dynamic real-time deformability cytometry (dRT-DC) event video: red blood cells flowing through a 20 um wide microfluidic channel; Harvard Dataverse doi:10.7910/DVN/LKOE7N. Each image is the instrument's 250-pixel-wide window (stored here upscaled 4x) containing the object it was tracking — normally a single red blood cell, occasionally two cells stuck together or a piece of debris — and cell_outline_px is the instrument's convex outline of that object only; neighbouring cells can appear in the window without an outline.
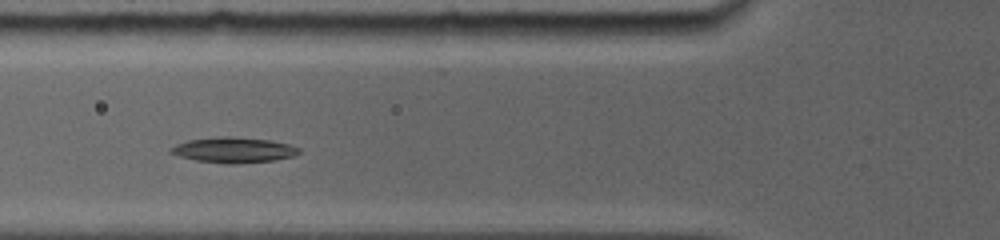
{"species": "common noctule bat (a hibernating species)", "species_latin": "Nyctalus noctula", "temperature_condition": "room temperature", "stored_images_in_passage": 18, "camera_frame_rate_fps": 5000, "um_per_image_px": 0.085, "animal": {"sex": "female", "body_mass_g": 19.0, "forearm_length_mm": 56.7}, "frame": {"image": 1, "passage_image": 4, "time_ms": 1.6, "image_size_px": [1000, 240], "cell_outline_px": [[300, 152], [292, 156], [276, 160], [236, 164], [224, 164], [196, 160], [180, 156], [168, 152], [168, 148], [176, 144], [188, 140], [220, 136], [228, 136], [268, 140], [288, 144], [300, 148]], "centroid_in_image_um": [19.82, 12.75], "position_along_channel_um": 106.0, "area_um2": 19.02}}
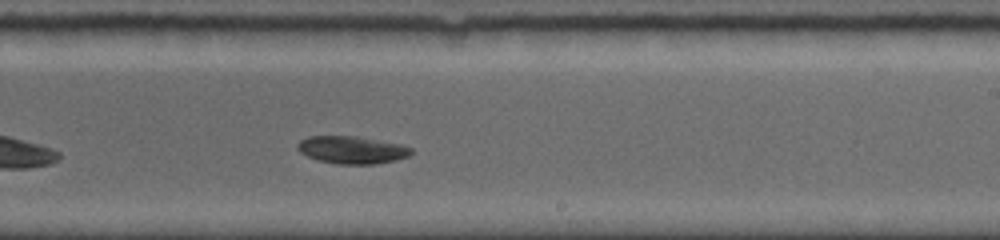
{"frame": {"image": 2, "passage_image": 11, "time_ms": 5.6, "image_size_px": [1000, 240], "cell_outline_px": [[412, 152], [408, 156], [396, 160], [376, 164], [336, 164], [320, 160], [308, 156], [300, 152], [296, 148], [296, 144], [300, 140], [308, 136], [352, 136], [376, 140], [396, 144], [412, 148]], "centroid_in_image_um": [29.86, 12.75], "position_along_channel_um": 259.1, "area_um2": 17.98}}
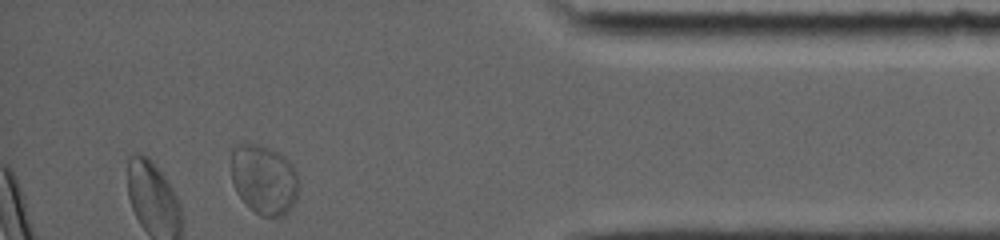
{"frame": {"image": 3, "passage_image": 18, "time_ms": 10.2, "image_size_px": [1000, 240], "cell_outline_px": [[300, 184], [296, 196], [288, 212], [284, 216], [260, 216], [248, 208], [244, 204], [236, 192], [232, 180], [232, 148], [240, 144], [260, 144], [276, 152], [288, 160], [292, 164], [296, 172]], "centroid_in_image_um": [22.43, 15.28], "position_along_channel_um": 412.8, "area_um2": 27.51}, "authors_computed_cell_mechanics": {"area_um2": 18.8717, "velocity_mm_per_s": 3.8369, "shape_relaxation_time_tau1_ms": 2.0443, "shape_relaxation_time_tau2_ms": null, "deformation_change_tau1": 0.0876, "deformation_change_tau2": null}}